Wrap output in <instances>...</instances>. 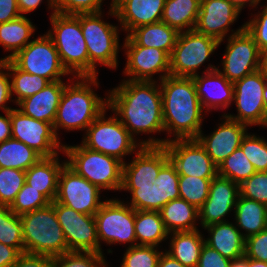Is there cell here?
Returning a JSON list of instances; mask_svg holds the SVG:
<instances>
[{
    "label": "cell",
    "mask_w": 267,
    "mask_h": 267,
    "mask_svg": "<svg viewBox=\"0 0 267 267\" xmlns=\"http://www.w3.org/2000/svg\"><path fill=\"white\" fill-rule=\"evenodd\" d=\"M240 148L256 172H267V142L263 138L247 133Z\"/></svg>",
    "instance_id": "43"
},
{
    "label": "cell",
    "mask_w": 267,
    "mask_h": 267,
    "mask_svg": "<svg viewBox=\"0 0 267 267\" xmlns=\"http://www.w3.org/2000/svg\"><path fill=\"white\" fill-rule=\"evenodd\" d=\"M50 18L53 32L48 31L47 35L53 41L63 67L70 74L75 72L77 77L89 76V57L80 14L53 12Z\"/></svg>",
    "instance_id": "5"
},
{
    "label": "cell",
    "mask_w": 267,
    "mask_h": 267,
    "mask_svg": "<svg viewBox=\"0 0 267 267\" xmlns=\"http://www.w3.org/2000/svg\"><path fill=\"white\" fill-rule=\"evenodd\" d=\"M262 68L267 71V49L262 53Z\"/></svg>",
    "instance_id": "63"
},
{
    "label": "cell",
    "mask_w": 267,
    "mask_h": 267,
    "mask_svg": "<svg viewBox=\"0 0 267 267\" xmlns=\"http://www.w3.org/2000/svg\"><path fill=\"white\" fill-rule=\"evenodd\" d=\"M102 12L80 13V23L89 57V77L97 75L96 63L117 68L118 29L101 20Z\"/></svg>",
    "instance_id": "7"
},
{
    "label": "cell",
    "mask_w": 267,
    "mask_h": 267,
    "mask_svg": "<svg viewBox=\"0 0 267 267\" xmlns=\"http://www.w3.org/2000/svg\"><path fill=\"white\" fill-rule=\"evenodd\" d=\"M4 65L0 62V108L6 111H10L13 108L6 107L5 104L11 99V80L8 78L9 73L2 72Z\"/></svg>",
    "instance_id": "53"
},
{
    "label": "cell",
    "mask_w": 267,
    "mask_h": 267,
    "mask_svg": "<svg viewBox=\"0 0 267 267\" xmlns=\"http://www.w3.org/2000/svg\"><path fill=\"white\" fill-rule=\"evenodd\" d=\"M127 34L139 46L157 48L171 55L179 32L166 23L159 21L140 26Z\"/></svg>",
    "instance_id": "28"
},
{
    "label": "cell",
    "mask_w": 267,
    "mask_h": 267,
    "mask_svg": "<svg viewBox=\"0 0 267 267\" xmlns=\"http://www.w3.org/2000/svg\"><path fill=\"white\" fill-rule=\"evenodd\" d=\"M65 84L62 80L48 83L36 94L21 100L17 105L24 115L53 125Z\"/></svg>",
    "instance_id": "25"
},
{
    "label": "cell",
    "mask_w": 267,
    "mask_h": 267,
    "mask_svg": "<svg viewBox=\"0 0 267 267\" xmlns=\"http://www.w3.org/2000/svg\"><path fill=\"white\" fill-rule=\"evenodd\" d=\"M11 267H53V257L24 253Z\"/></svg>",
    "instance_id": "52"
},
{
    "label": "cell",
    "mask_w": 267,
    "mask_h": 267,
    "mask_svg": "<svg viewBox=\"0 0 267 267\" xmlns=\"http://www.w3.org/2000/svg\"><path fill=\"white\" fill-rule=\"evenodd\" d=\"M105 112L106 110L87 128L82 145L90 150L115 157L124 163L122 157L132 154L141 145H136V141L118 116L105 119Z\"/></svg>",
    "instance_id": "9"
},
{
    "label": "cell",
    "mask_w": 267,
    "mask_h": 267,
    "mask_svg": "<svg viewBox=\"0 0 267 267\" xmlns=\"http://www.w3.org/2000/svg\"><path fill=\"white\" fill-rule=\"evenodd\" d=\"M131 163H123L121 189L153 186L160 169L169 161L164 146H141Z\"/></svg>",
    "instance_id": "19"
},
{
    "label": "cell",
    "mask_w": 267,
    "mask_h": 267,
    "mask_svg": "<svg viewBox=\"0 0 267 267\" xmlns=\"http://www.w3.org/2000/svg\"><path fill=\"white\" fill-rule=\"evenodd\" d=\"M109 94L108 109L121 117L120 122L133 138L134 133L164 131L162 94L154 80H124Z\"/></svg>",
    "instance_id": "1"
},
{
    "label": "cell",
    "mask_w": 267,
    "mask_h": 267,
    "mask_svg": "<svg viewBox=\"0 0 267 267\" xmlns=\"http://www.w3.org/2000/svg\"><path fill=\"white\" fill-rule=\"evenodd\" d=\"M231 260L204 243L197 267H230Z\"/></svg>",
    "instance_id": "51"
},
{
    "label": "cell",
    "mask_w": 267,
    "mask_h": 267,
    "mask_svg": "<svg viewBox=\"0 0 267 267\" xmlns=\"http://www.w3.org/2000/svg\"><path fill=\"white\" fill-rule=\"evenodd\" d=\"M51 202L40 192L24 183L22 189L15 197L10 210L16 215H22L48 206Z\"/></svg>",
    "instance_id": "42"
},
{
    "label": "cell",
    "mask_w": 267,
    "mask_h": 267,
    "mask_svg": "<svg viewBox=\"0 0 267 267\" xmlns=\"http://www.w3.org/2000/svg\"><path fill=\"white\" fill-rule=\"evenodd\" d=\"M26 171L0 168V205L10 206L25 183Z\"/></svg>",
    "instance_id": "40"
},
{
    "label": "cell",
    "mask_w": 267,
    "mask_h": 267,
    "mask_svg": "<svg viewBox=\"0 0 267 267\" xmlns=\"http://www.w3.org/2000/svg\"><path fill=\"white\" fill-rule=\"evenodd\" d=\"M17 2L19 12L21 15H23L24 13L26 14L34 11L40 5L42 0H17ZM48 5L53 9L54 12H56L54 0H48Z\"/></svg>",
    "instance_id": "56"
},
{
    "label": "cell",
    "mask_w": 267,
    "mask_h": 267,
    "mask_svg": "<svg viewBox=\"0 0 267 267\" xmlns=\"http://www.w3.org/2000/svg\"><path fill=\"white\" fill-rule=\"evenodd\" d=\"M20 16L17 0H0V24Z\"/></svg>",
    "instance_id": "54"
},
{
    "label": "cell",
    "mask_w": 267,
    "mask_h": 267,
    "mask_svg": "<svg viewBox=\"0 0 267 267\" xmlns=\"http://www.w3.org/2000/svg\"><path fill=\"white\" fill-rule=\"evenodd\" d=\"M212 179L179 176L180 198L199 209L207 200Z\"/></svg>",
    "instance_id": "39"
},
{
    "label": "cell",
    "mask_w": 267,
    "mask_h": 267,
    "mask_svg": "<svg viewBox=\"0 0 267 267\" xmlns=\"http://www.w3.org/2000/svg\"><path fill=\"white\" fill-rule=\"evenodd\" d=\"M255 18L246 22L245 29L252 36L259 50L263 53L267 49V5Z\"/></svg>",
    "instance_id": "49"
},
{
    "label": "cell",
    "mask_w": 267,
    "mask_h": 267,
    "mask_svg": "<svg viewBox=\"0 0 267 267\" xmlns=\"http://www.w3.org/2000/svg\"><path fill=\"white\" fill-rule=\"evenodd\" d=\"M100 190L65 164L59 175L55 201L77 212L95 215L104 203L99 201Z\"/></svg>",
    "instance_id": "16"
},
{
    "label": "cell",
    "mask_w": 267,
    "mask_h": 267,
    "mask_svg": "<svg viewBox=\"0 0 267 267\" xmlns=\"http://www.w3.org/2000/svg\"><path fill=\"white\" fill-rule=\"evenodd\" d=\"M128 190L132 194L130 206L134 210L160 211L162 208L161 192L158 186L140 187L139 189Z\"/></svg>",
    "instance_id": "46"
},
{
    "label": "cell",
    "mask_w": 267,
    "mask_h": 267,
    "mask_svg": "<svg viewBox=\"0 0 267 267\" xmlns=\"http://www.w3.org/2000/svg\"><path fill=\"white\" fill-rule=\"evenodd\" d=\"M172 236L171 250L166 251V253L185 267H197L201 249L205 243V239L198 229L173 232Z\"/></svg>",
    "instance_id": "30"
},
{
    "label": "cell",
    "mask_w": 267,
    "mask_h": 267,
    "mask_svg": "<svg viewBox=\"0 0 267 267\" xmlns=\"http://www.w3.org/2000/svg\"><path fill=\"white\" fill-rule=\"evenodd\" d=\"M249 267H267V262L258 261L249 258Z\"/></svg>",
    "instance_id": "62"
},
{
    "label": "cell",
    "mask_w": 267,
    "mask_h": 267,
    "mask_svg": "<svg viewBox=\"0 0 267 267\" xmlns=\"http://www.w3.org/2000/svg\"><path fill=\"white\" fill-rule=\"evenodd\" d=\"M230 267H249V258L243 256L241 258L231 260Z\"/></svg>",
    "instance_id": "60"
},
{
    "label": "cell",
    "mask_w": 267,
    "mask_h": 267,
    "mask_svg": "<svg viewBox=\"0 0 267 267\" xmlns=\"http://www.w3.org/2000/svg\"><path fill=\"white\" fill-rule=\"evenodd\" d=\"M5 116L0 115V143L12 137L10 111L5 112Z\"/></svg>",
    "instance_id": "57"
},
{
    "label": "cell",
    "mask_w": 267,
    "mask_h": 267,
    "mask_svg": "<svg viewBox=\"0 0 267 267\" xmlns=\"http://www.w3.org/2000/svg\"><path fill=\"white\" fill-rule=\"evenodd\" d=\"M238 115H227L230 119L246 125H263L267 127V112L263 100V68L244 76L233 83Z\"/></svg>",
    "instance_id": "14"
},
{
    "label": "cell",
    "mask_w": 267,
    "mask_h": 267,
    "mask_svg": "<svg viewBox=\"0 0 267 267\" xmlns=\"http://www.w3.org/2000/svg\"><path fill=\"white\" fill-rule=\"evenodd\" d=\"M159 212L169 234L197 229L195 220L199 218L198 209L184 199L169 201Z\"/></svg>",
    "instance_id": "29"
},
{
    "label": "cell",
    "mask_w": 267,
    "mask_h": 267,
    "mask_svg": "<svg viewBox=\"0 0 267 267\" xmlns=\"http://www.w3.org/2000/svg\"><path fill=\"white\" fill-rule=\"evenodd\" d=\"M165 0H112L111 15L118 18L123 30L134 29L161 21Z\"/></svg>",
    "instance_id": "23"
},
{
    "label": "cell",
    "mask_w": 267,
    "mask_h": 267,
    "mask_svg": "<svg viewBox=\"0 0 267 267\" xmlns=\"http://www.w3.org/2000/svg\"><path fill=\"white\" fill-rule=\"evenodd\" d=\"M103 253L69 251L53 257V267H106Z\"/></svg>",
    "instance_id": "41"
},
{
    "label": "cell",
    "mask_w": 267,
    "mask_h": 267,
    "mask_svg": "<svg viewBox=\"0 0 267 267\" xmlns=\"http://www.w3.org/2000/svg\"><path fill=\"white\" fill-rule=\"evenodd\" d=\"M256 172L254 166L244 155L242 149L237 148L218 166V176L230 179L241 184Z\"/></svg>",
    "instance_id": "38"
},
{
    "label": "cell",
    "mask_w": 267,
    "mask_h": 267,
    "mask_svg": "<svg viewBox=\"0 0 267 267\" xmlns=\"http://www.w3.org/2000/svg\"><path fill=\"white\" fill-rule=\"evenodd\" d=\"M135 234L139 246H154L168 235L159 211L135 210Z\"/></svg>",
    "instance_id": "33"
},
{
    "label": "cell",
    "mask_w": 267,
    "mask_h": 267,
    "mask_svg": "<svg viewBox=\"0 0 267 267\" xmlns=\"http://www.w3.org/2000/svg\"><path fill=\"white\" fill-rule=\"evenodd\" d=\"M201 0H165L161 21L178 32L194 30Z\"/></svg>",
    "instance_id": "31"
},
{
    "label": "cell",
    "mask_w": 267,
    "mask_h": 267,
    "mask_svg": "<svg viewBox=\"0 0 267 267\" xmlns=\"http://www.w3.org/2000/svg\"><path fill=\"white\" fill-rule=\"evenodd\" d=\"M127 65L124 73L132 81H152V75L164 72L159 80L170 75V55L163 50L139 46L129 35L125 39Z\"/></svg>",
    "instance_id": "18"
},
{
    "label": "cell",
    "mask_w": 267,
    "mask_h": 267,
    "mask_svg": "<svg viewBox=\"0 0 267 267\" xmlns=\"http://www.w3.org/2000/svg\"><path fill=\"white\" fill-rule=\"evenodd\" d=\"M223 117L226 121L210 136L205 137L200 132L196 138L217 167L240 147L248 126L228 118L225 114Z\"/></svg>",
    "instance_id": "21"
},
{
    "label": "cell",
    "mask_w": 267,
    "mask_h": 267,
    "mask_svg": "<svg viewBox=\"0 0 267 267\" xmlns=\"http://www.w3.org/2000/svg\"><path fill=\"white\" fill-rule=\"evenodd\" d=\"M164 131L177 139H196L201 130L202 111L193 77L166 76L161 80Z\"/></svg>",
    "instance_id": "2"
},
{
    "label": "cell",
    "mask_w": 267,
    "mask_h": 267,
    "mask_svg": "<svg viewBox=\"0 0 267 267\" xmlns=\"http://www.w3.org/2000/svg\"><path fill=\"white\" fill-rule=\"evenodd\" d=\"M244 27L229 36L223 56L220 73L232 83L262 68V52Z\"/></svg>",
    "instance_id": "13"
},
{
    "label": "cell",
    "mask_w": 267,
    "mask_h": 267,
    "mask_svg": "<svg viewBox=\"0 0 267 267\" xmlns=\"http://www.w3.org/2000/svg\"><path fill=\"white\" fill-rule=\"evenodd\" d=\"M244 256L267 262V228L245 238Z\"/></svg>",
    "instance_id": "50"
},
{
    "label": "cell",
    "mask_w": 267,
    "mask_h": 267,
    "mask_svg": "<svg viewBox=\"0 0 267 267\" xmlns=\"http://www.w3.org/2000/svg\"><path fill=\"white\" fill-rule=\"evenodd\" d=\"M219 45L220 42L216 39L195 30L179 32L170 55V75L175 77L197 75V69L208 60Z\"/></svg>",
    "instance_id": "10"
},
{
    "label": "cell",
    "mask_w": 267,
    "mask_h": 267,
    "mask_svg": "<svg viewBox=\"0 0 267 267\" xmlns=\"http://www.w3.org/2000/svg\"><path fill=\"white\" fill-rule=\"evenodd\" d=\"M41 158L33 148L12 137L0 143V168L26 171Z\"/></svg>",
    "instance_id": "35"
},
{
    "label": "cell",
    "mask_w": 267,
    "mask_h": 267,
    "mask_svg": "<svg viewBox=\"0 0 267 267\" xmlns=\"http://www.w3.org/2000/svg\"><path fill=\"white\" fill-rule=\"evenodd\" d=\"M161 254L154 246H129L121 267H157Z\"/></svg>",
    "instance_id": "45"
},
{
    "label": "cell",
    "mask_w": 267,
    "mask_h": 267,
    "mask_svg": "<svg viewBox=\"0 0 267 267\" xmlns=\"http://www.w3.org/2000/svg\"><path fill=\"white\" fill-rule=\"evenodd\" d=\"M103 0H54L56 12L80 14L101 12Z\"/></svg>",
    "instance_id": "48"
},
{
    "label": "cell",
    "mask_w": 267,
    "mask_h": 267,
    "mask_svg": "<svg viewBox=\"0 0 267 267\" xmlns=\"http://www.w3.org/2000/svg\"><path fill=\"white\" fill-rule=\"evenodd\" d=\"M79 82L64 87L63 94L53 123V129L58 138L57 130L87 129L93 121L108 108V99H101L94 93L91 84L98 86L97 76L77 77ZM90 84V85H89Z\"/></svg>",
    "instance_id": "3"
},
{
    "label": "cell",
    "mask_w": 267,
    "mask_h": 267,
    "mask_svg": "<svg viewBox=\"0 0 267 267\" xmlns=\"http://www.w3.org/2000/svg\"><path fill=\"white\" fill-rule=\"evenodd\" d=\"M10 60L22 71L43 77L49 82L61 80L60 76L69 74L47 34L30 41Z\"/></svg>",
    "instance_id": "11"
},
{
    "label": "cell",
    "mask_w": 267,
    "mask_h": 267,
    "mask_svg": "<svg viewBox=\"0 0 267 267\" xmlns=\"http://www.w3.org/2000/svg\"><path fill=\"white\" fill-rule=\"evenodd\" d=\"M211 67V68H210ZM204 75L193 76L196 93L202 108H228L233 100L234 85L220 70L213 65L209 66Z\"/></svg>",
    "instance_id": "24"
},
{
    "label": "cell",
    "mask_w": 267,
    "mask_h": 267,
    "mask_svg": "<svg viewBox=\"0 0 267 267\" xmlns=\"http://www.w3.org/2000/svg\"><path fill=\"white\" fill-rule=\"evenodd\" d=\"M97 236L108 244L133 243L137 246L135 234V210L118 200H106L94 215Z\"/></svg>",
    "instance_id": "12"
},
{
    "label": "cell",
    "mask_w": 267,
    "mask_h": 267,
    "mask_svg": "<svg viewBox=\"0 0 267 267\" xmlns=\"http://www.w3.org/2000/svg\"><path fill=\"white\" fill-rule=\"evenodd\" d=\"M141 146H164L179 176L215 178L218 167L197 139H153L139 142Z\"/></svg>",
    "instance_id": "8"
},
{
    "label": "cell",
    "mask_w": 267,
    "mask_h": 267,
    "mask_svg": "<svg viewBox=\"0 0 267 267\" xmlns=\"http://www.w3.org/2000/svg\"><path fill=\"white\" fill-rule=\"evenodd\" d=\"M0 242L25 253L20 215L6 205H0Z\"/></svg>",
    "instance_id": "37"
},
{
    "label": "cell",
    "mask_w": 267,
    "mask_h": 267,
    "mask_svg": "<svg viewBox=\"0 0 267 267\" xmlns=\"http://www.w3.org/2000/svg\"><path fill=\"white\" fill-rule=\"evenodd\" d=\"M51 204L55 207L58 222L70 251L103 253L97 236L94 215L77 212L56 201Z\"/></svg>",
    "instance_id": "15"
},
{
    "label": "cell",
    "mask_w": 267,
    "mask_h": 267,
    "mask_svg": "<svg viewBox=\"0 0 267 267\" xmlns=\"http://www.w3.org/2000/svg\"><path fill=\"white\" fill-rule=\"evenodd\" d=\"M154 184L160 189L162 207L169 201L180 198L179 174L170 160L160 169Z\"/></svg>",
    "instance_id": "44"
},
{
    "label": "cell",
    "mask_w": 267,
    "mask_h": 267,
    "mask_svg": "<svg viewBox=\"0 0 267 267\" xmlns=\"http://www.w3.org/2000/svg\"><path fill=\"white\" fill-rule=\"evenodd\" d=\"M235 210L238 227L246 231L247 238L267 228V206L239 195Z\"/></svg>",
    "instance_id": "32"
},
{
    "label": "cell",
    "mask_w": 267,
    "mask_h": 267,
    "mask_svg": "<svg viewBox=\"0 0 267 267\" xmlns=\"http://www.w3.org/2000/svg\"><path fill=\"white\" fill-rule=\"evenodd\" d=\"M263 81H264V90H263V100L265 105V110L267 112V71L263 69Z\"/></svg>",
    "instance_id": "61"
},
{
    "label": "cell",
    "mask_w": 267,
    "mask_h": 267,
    "mask_svg": "<svg viewBox=\"0 0 267 267\" xmlns=\"http://www.w3.org/2000/svg\"><path fill=\"white\" fill-rule=\"evenodd\" d=\"M58 155L43 157L26 170L25 183L43 194L51 203L55 201L60 172L66 162L60 164Z\"/></svg>",
    "instance_id": "26"
},
{
    "label": "cell",
    "mask_w": 267,
    "mask_h": 267,
    "mask_svg": "<svg viewBox=\"0 0 267 267\" xmlns=\"http://www.w3.org/2000/svg\"><path fill=\"white\" fill-rule=\"evenodd\" d=\"M211 234L205 240V244L218 251L225 258L230 260L244 256L245 237L237 226L232 223L220 222L204 227Z\"/></svg>",
    "instance_id": "27"
},
{
    "label": "cell",
    "mask_w": 267,
    "mask_h": 267,
    "mask_svg": "<svg viewBox=\"0 0 267 267\" xmlns=\"http://www.w3.org/2000/svg\"><path fill=\"white\" fill-rule=\"evenodd\" d=\"M240 196L267 206V172H255L239 185Z\"/></svg>",
    "instance_id": "47"
},
{
    "label": "cell",
    "mask_w": 267,
    "mask_h": 267,
    "mask_svg": "<svg viewBox=\"0 0 267 267\" xmlns=\"http://www.w3.org/2000/svg\"><path fill=\"white\" fill-rule=\"evenodd\" d=\"M10 120L12 138L33 148L42 157H53L58 155L59 149L63 150L51 123L26 116L18 109L10 110Z\"/></svg>",
    "instance_id": "17"
},
{
    "label": "cell",
    "mask_w": 267,
    "mask_h": 267,
    "mask_svg": "<svg viewBox=\"0 0 267 267\" xmlns=\"http://www.w3.org/2000/svg\"><path fill=\"white\" fill-rule=\"evenodd\" d=\"M240 11L228 0H201L194 30L221 42Z\"/></svg>",
    "instance_id": "22"
},
{
    "label": "cell",
    "mask_w": 267,
    "mask_h": 267,
    "mask_svg": "<svg viewBox=\"0 0 267 267\" xmlns=\"http://www.w3.org/2000/svg\"><path fill=\"white\" fill-rule=\"evenodd\" d=\"M239 195V184L218 175L213 178L207 200L198 209L203 228L226 222L223 218L236 207Z\"/></svg>",
    "instance_id": "20"
},
{
    "label": "cell",
    "mask_w": 267,
    "mask_h": 267,
    "mask_svg": "<svg viewBox=\"0 0 267 267\" xmlns=\"http://www.w3.org/2000/svg\"><path fill=\"white\" fill-rule=\"evenodd\" d=\"M20 220L25 253L54 257L70 251L51 203L20 215Z\"/></svg>",
    "instance_id": "4"
},
{
    "label": "cell",
    "mask_w": 267,
    "mask_h": 267,
    "mask_svg": "<svg viewBox=\"0 0 267 267\" xmlns=\"http://www.w3.org/2000/svg\"><path fill=\"white\" fill-rule=\"evenodd\" d=\"M21 255L18 249L0 242V267H11Z\"/></svg>",
    "instance_id": "55"
},
{
    "label": "cell",
    "mask_w": 267,
    "mask_h": 267,
    "mask_svg": "<svg viewBox=\"0 0 267 267\" xmlns=\"http://www.w3.org/2000/svg\"><path fill=\"white\" fill-rule=\"evenodd\" d=\"M228 1L241 12L242 8L246 5V3H248L249 6L255 7L261 0H228Z\"/></svg>",
    "instance_id": "59"
},
{
    "label": "cell",
    "mask_w": 267,
    "mask_h": 267,
    "mask_svg": "<svg viewBox=\"0 0 267 267\" xmlns=\"http://www.w3.org/2000/svg\"><path fill=\"white\" fill-rule=\"evenodd\" d=\"M69 161L66 164L77 174L100 189L121 190L123 162L115 157L83 146H66L63 150Z\"/></svg>",
    "instance_id": "6"
},
{
    "label": "cell",
    "mask_w": 267,
    "mask_h": 267,
    "mask_svg": "<svg viewBox=\"0 0 267 267\" xmlns=\"http://www.w3.org/2000/svg\"><path fill=\"white\" fill-rule=\"evenodd\" d=\"M4 69L11 72V94L17 95L15 103L18 104L21 100L32 96L42 90L48 83L47 79L38 75L30 74L19 69L11 60L1 61Z\"/></svg>",
    "instance_id": "36"
},
{
    "label": "cell",
    "mask_w": 267,
    "mask_h": 267,
    "mask_svg": "<svg viewBox=\"0 0 267 267\" xmlns=\"http://www.w3.org/2000/svg\"><path fill=\"white\" fill-rule=\"evenodd\" d=\"M35 31V27L24 15L0 24V44L5 50L13 51L10 55L0 59L1 61L10 60L28 43V40Z\"/></svg>",
    "instance_id": "34"
},
{
    "label": "cell",
    "mask_w": 267,
    "mask_h": 267,
    "mask_svg": "<svg viewBox=\"0 0 267 267\" xmlns=\"http://www.w3.org/2000/svg\"><path fill=\"white\" fill-rule=\"evenodd\" d=\"M157 267H185L178 260L172 258L169 254H161Z\"/></svg>",
    "instance_id": "58"
}]
</instances>
